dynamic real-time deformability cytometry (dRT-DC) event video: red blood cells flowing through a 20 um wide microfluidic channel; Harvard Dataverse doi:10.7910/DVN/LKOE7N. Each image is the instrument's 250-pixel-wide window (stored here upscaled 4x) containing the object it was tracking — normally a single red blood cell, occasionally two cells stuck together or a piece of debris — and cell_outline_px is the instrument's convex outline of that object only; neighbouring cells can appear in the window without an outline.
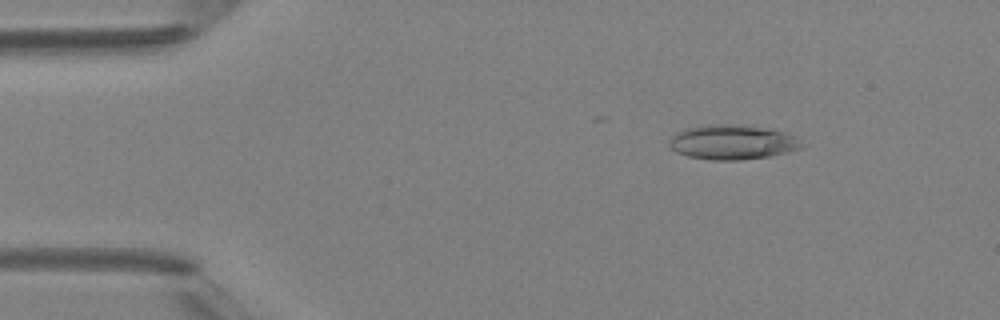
{"species": "Egyptian fruit bat (a non-hibernating species)", "species_latin": "Rousettus aegyptiacus", "temperature_condition": "room temperature", "stored_images_in_passage": 3, "camera_frame_rate_fps": 3000, "um_per_image_px": 0.085, "animal": {"sex": "female"}, "frame": {"image": 1, "passage_image": 1, "time_ms": 0.0, "image_size_px": [1000, 320], "cell_outline_px": [[804, 144], [800, 148], [768, 156], [740, 160], [708, 160], [688, 156], [676, 152], [668, 144], [672, 136], [676, 132], [684, 128], [708, 124], [740, 124], [764, 128], [784, 132], [796, 136]], "centroid_in_image_um": [62.21, 12.07], "position_along_channel_um": 22.8, "area_um2": 26.76}}
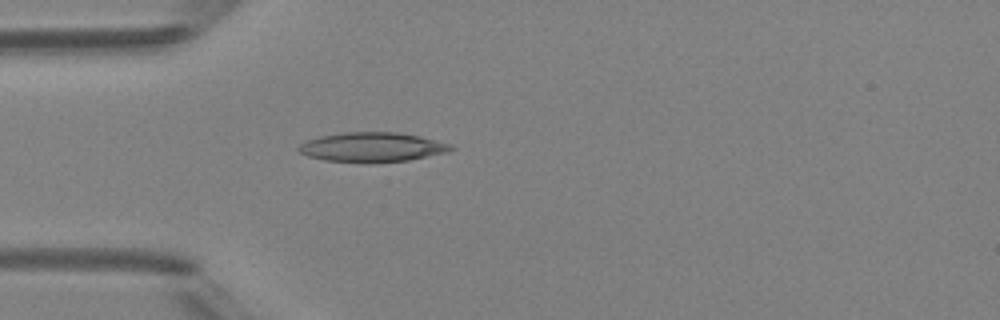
{"frame": {"image": 2, "passage_image": 3, "time_ms": 2.333, "image_size_px": [1000, 320], "cell_outline_px": [[456, 148], [448, 152], [408, 160], [324, 160], [308, 156], [300, 152], [296, 148], [300, 144], [308, 140], [320, 136], [344, 132], [400, 132], [420, 136], [452, 144]], "centroid_in_image_um": [31.67, 12.46], "position_along_channel_um": 53.3, "area_um2": 25.37}}